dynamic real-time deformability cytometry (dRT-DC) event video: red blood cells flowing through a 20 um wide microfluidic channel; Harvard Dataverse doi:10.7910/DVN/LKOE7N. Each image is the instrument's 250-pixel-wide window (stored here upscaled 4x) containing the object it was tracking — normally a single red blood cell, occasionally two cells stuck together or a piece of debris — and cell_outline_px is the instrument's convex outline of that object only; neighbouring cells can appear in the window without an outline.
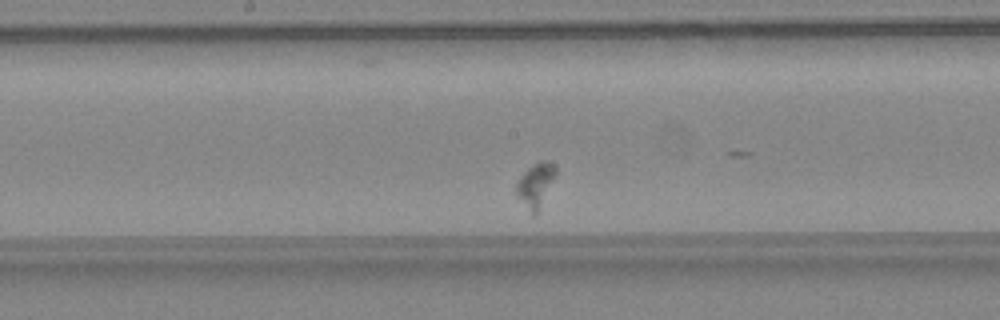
{"species": "common noctule bat (a hibernating species)", "species_latin": "Nyctalus noctula", "temperature_condition": "warm", "stored_images_in_passage": 30, "camera_frame_rate_fps": 3000, "um_per_image_px": 0.085, "animal": {"sex": "female", "body_mass_g": 24.6, "forearm_length_mm": 56.2}, "frame": {"image": 1, "passage_image": 13, "time_ms": 4.0, "image_size_px": [1000, 320], "cell_outline_px": [[556, 172], [536, 216], [532, 216], [516, 196], [516, 184], [520, 176], [532, 164], [540, 160], [544, 160], [552, 164], [556, 168]], "centroid_in_image_um": [45.48, 15.75], "position_along_channel_um": 202.7, "area_um2": 10.0}}